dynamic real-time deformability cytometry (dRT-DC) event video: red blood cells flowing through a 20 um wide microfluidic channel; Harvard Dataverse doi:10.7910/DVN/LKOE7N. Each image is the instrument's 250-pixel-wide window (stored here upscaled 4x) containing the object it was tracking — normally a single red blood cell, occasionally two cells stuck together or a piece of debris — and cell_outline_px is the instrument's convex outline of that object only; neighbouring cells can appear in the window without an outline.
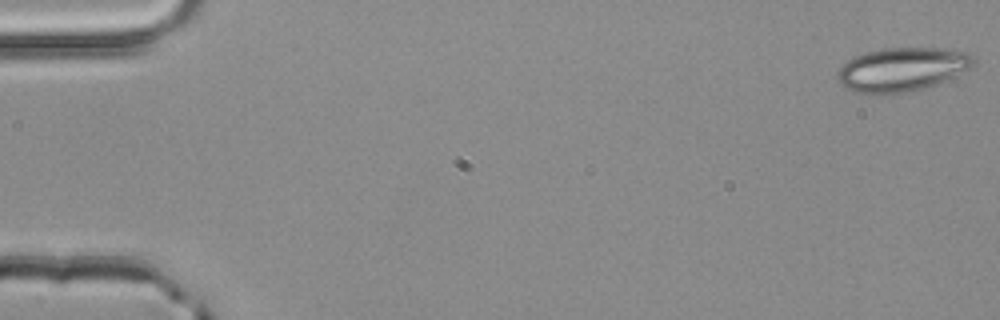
{"species": "common noctule bat (a hibernating species)", "species_latin": "Nyctalus noctula", "temperature_condition": "room temperature", "stored_images_in_passage": 30, "camera_frame_rate_fps": 3000, "um_per_image_px": 0.085, "animal": {"sex": "male", "body_mass_g": 20.4}, "frame": {"image": 1, "passage_image": 1, "time_ms": 0.0, "image_size_px": [1000, 320], "cell_outline_px": [[976, 60], [968, 68], [936, 84], [924, 88], [904, 92], [880, 96], [852, 92], [840, 84], [836, 80], [836, 72], [848, 60], [856, 56], [880, 48], [936, 48], [968, 52], [976, 56]], "centroid_in_image_um": [76.6, 5.92], "position_along_channel_um": 8.4, "area_um2": 34.85}}
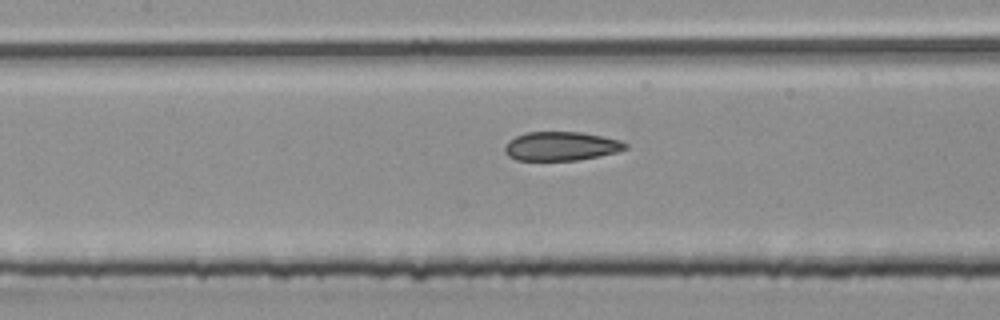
{"frame": {"image": 2, "passage_image": 24, "time_ms": 7.667, "image_size_px": [1000, 320], "cell_outline_px": [[628, 148], [616, 152], [600, 156], [580, 160], [516, 160], [508, 156], [504, 152], [504, 148], [508, 140], [516, 136], [528, 132], [580, 132], [620, 140], [628, 144]], "centroid_in_image_um": [47.68, 12.43], "position_along_channel_um": 159.7, "area_um2": 20.35}}
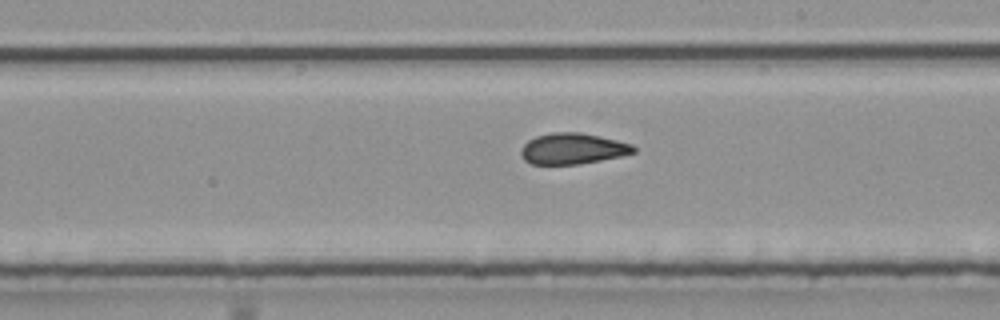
{"frame": {"image": 3, "passage_image": 30, "time_ms": 9.667, "image_size_px": [1000, 320], "cell_outline_px": [[636, 152], [620, 156], [580, 164], [532, 164], [524, 160], [520, 152], [520, 148], [528, 140], [536, 136], [552, 132], [580, 132], [600, 136], [632, 144], [636, 148]], "centroid_in_image_um": [48.66, 12.63], "position_along_channel_um": 240.3, "area_um2": 20.35}}